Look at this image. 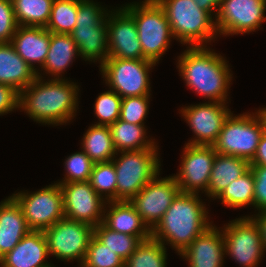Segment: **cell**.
<instances>
[{
	"instance_id": "4fadbf2b",
	"label": "cell",
	"mask_w": 266,
	"mask_h": 267,
	"mask_svg": "<svg viewBox=\"0 0 266 267\" xmlns=\"http://www.w3.org/2000/svg\"><path fill=\"white\" fill-rule=\"evenodd\" d=\"M266 0H222L215 17L220 35L254 32L266 21Z\"/></svg>"
},
{
	"instance_id": "836d02e7",
	"label": "cell",
	"mask_w": 266,
	"mask_h": 267,
	"mask_svg": "<svg viewBox=\"0 0 266 267\" xmlns=\"http://www.w3.org/2000/svg\"><path fill=\"white\" fill-rule=\"evenodd\" d=\"M89 182L97 194L104 198L105 201H116L117 179L112 161L95 163Z\"/></svg>"
},
{
	"instance_id": "83f0119b",
	"label": "cell",
	"mask_w": 266,
	"mask_h": 267,
	"mask_svg": "<svg viewBox=\"0 0 266 267\" xmlns=\"http://www.w3.org/2000/svg\"><path fill=\"white\" fill-rule=\"evenodd\" d=\"M83 135L81 149L94 163L109 162L119 154L114 147L109 126L92 124Z\"/></svg>"
},
{
	"instance_id": "7402d4cb",
	"label": "cell",
	"mask_w": 266,
	"mask_h": 267,
	"mask_svg": "<svg viewBox=\"0 0 266 267\" xmlns=\"http://www.w3.org/2000/svg\"><path fill=\"white\" fill-rule=\"evenodd\" d=\"M103 223L111 230L139 237L142 241L151 239V229L129 201L106 202Z\"/></svg>"
},
{
	"instance_id": "4316f807",
	"label": "cell",
	"mask_w": 266,
	"mask_h": 267,
	"mask_svg": "<svg viewBox=\"0 0 266 267\" xmlns=\"http://www.w3.org/2000/svg\"><path fill=\"white\" fill-rule=\"evenodd\" d=\"M109 129L116 152L158 148L154 139H148L146 136L145 125H136L118 119L109 126Z\"/></svg>"
},
{
	"instance_id": "d590c367",
	"label": "cell",
	"mask_w": 266,
	"mask_h": 267,
	"mask_svg": "<svg viewBox=\"0 0 266 267\" xmlns=\"http://www.w3.org/2000/svg\"><path fill=\"white\" fill-rule=\"evenodd\" d=\"M122 98L113 90L101 93L95 101L94 112L99 122L95 125L110 126L120 117Z\"/></svg>"
},
{
	"instance_id": "4dcf8cb0",
	"label": "cell",
	"mask_w": 266,
	"mask_h": 267,
	"mask_svg": "<svg viewBox=\"0 0 266 267\" xmlns=\"http://www.w3.org/2000/svg\"><path fill=\"white\" fill-rule=\"evenodd\" d=\"M94 237L124 261L142 243L139 237L111 230L103 222L94 227Z\"/></svg>"
},
{
	"instance_id": "7a4b0ae2",
	"label": "cell",
	"mask_w": 266,
	"mask_h": 267,
	"mask_svg": "<svg viewBox=\"0 0 266 267\" xmlns=\"http://www.w3.org/2000/svg\"><path fill=\"white\" fill-rule=\"evenodd\" d=\"M206 46L187 47L178 58L186 85L210 102L226 103L232 73L222 55Z\"/></svg>"
},
{
	"instance_id": "5bb4252c",
	"label": "cell",
	"mask_w": 266,
	"mask_h": 267,
	"mask_svg": "<svg viewBox=\"0 0 266 267\" xmlns=\"http://www.w3.org/2000/svg\"><path fill=\"white\" fill-rule=\"evenodd\" d=\"M159 175L157 174L129 200L151 230L162 219L173 199L180 192L174 176L160 179Z\"/></svg>"
},
{
	"instance_id": "d4e9b609",
	"label": "cell",
	"mask_w": 266,
	"mask_h": 267,
	"mask_svg": "<svg viewBox=\"0 0 266 267\" xmlns=\"http://www.w3.org/2000/svg\"><path fill=\"white\" fill-rule=\"evenodd\" d=\"M250 168V163L245 159L232 155L216 154L213 168L210 174L207 192L213 199L234 180H237Z\"/></svg>"
},
{
	"instance_id": "9c48e42d",
	"label": "cell",
	"mask_w": 266,
	"mask_h": 267,
	"mask_svg": "<svg viewBox=\"0 0 266 267\" xmlns=\"http://www.w3.org/2000/svg\"><path fill=\"white\" fill-rule=\"evenodd\" d=\"M155 62L147 59L107 58L100 66L105 83L121 98L151 95L150 68Z\"/></svg>"
},
{
	"instance_id": "ac0fdd59",
	"label": "cell",
	"mask_w": 266,
	"mask_h": 267,
	"mask_svg": "<svg viewBox=\"0 0 266 267\" xmlns=\"http://www.w3.org/2000/svg\"><path fill=\"white\" fill-rule=\"evenodd\" d=\"M106 21L108 58L145 59L134 18L123 7L109 11Z\"/></svg>"
},
{
	"instance_id": "1f68e13d",
	"label": "cell",
	"mask_w": 266,
	"mask_h": 267,
	"mask_svg": "<svg viewBox=\"0 0 266 267\" xmlns=\"http://www.w3.org/2000/svg\"><path fill=\"white\" fill-rule=\"evenodd\" d=\"M166 246L154 239L142 241L125 260L124 267H167Z\"/></svg>"
},
{
	"instance_id": "484cf974",
	"label": "cell",
	"mask_w": 266,
	"mask_h": 267,
	"mask_svg": "<svg viewBox=\"0 0 266 267\" xmlns=\"http://www.w3.org/2000/svg\"><path fill=\"white\" fill-rule=\"evenodd\" d=\"M79 56L76 42L70 34L51 33L49 50L43 65L46 74H51L54 79H62L63 71ZM61 76V77H60Z\"/></svg>"
},
{
	"instance_id": "277c9868",
	"label": "cell",
	"mask_w": 266,
	"mask_h": 267,
	"mask_svg": "<svg viewBox=\"0 0 266 267\" xmlns=\"http://www.w3.org/2000/svg\"><path fill=\"white\" fill-rule=\"evenodd\" d=\"M163 8L174 39L189 47L205 46L215 39V21L193 0H156Z\"/></svg>"
},
{
	"instance_id": "7bdbcfd3",
	"label": "cell",
	"mask_w": 266,
	"mask_h": 267,
	"mask_svg": "<svg viewBox=\"0 0 266 267\" xmlns=\"http://www.w3.org/2000/svg\"><path fill=\"white\" fill-rule=\"evenodd\" d=\"M199 8L207 11L211 16L215 14L214 16L216 17L219 6L222 2V0H193ZM217 9V10H216ZM216 10V12H214ZM214 12V13H213Z\"/></svg>"
},
{
	"instance_id": "f1b7e54d",
	"label": "cell",
	"mask_w": 266,
	"mask_h": 267,
	"mask_svg": "<svg viewBox=\"0 0 266 267\" xmlns=\"http://www.w3.org/2000/svg\"><path fill=\"white\" fill-rule=\"evenodd\" d=\"M54 0H12L19 26L46 27Z\"/></svg>"
},
{
	"instance_id": "f35d334b",
	"label": "cell",
	"mask_w": 266,
	"mask_h": 267,
	"mask_svg": "<svg viewBox=\"0 0 266 267\" xmlns=\"http://www.w3.org/2000/svg\"><path fill=\"white\" fill-rule=\"evenodd\" d=\"M18 26L12 0H0V43H10Z\"/></svg>"
},
{
	"instance_id": "d6986e66",
	"label": "cell",
	"mask_w": 266,
	"mask_h": 267,
	"mask_svg": "<svg viewBox=\"0 0 266 267\" xmlns=\"http://www.w3.org/2000/svg\"><path fill=\"white\" fill-rule=\"evenodd\" d=\"M180 256L187 259L189 267H222L225 256L222 231L212 224Z\"/></svg>"
},
{
	"instance_id": "8992f818",
	"label": "cell",
	"mask_w": 266,
	"mask_h": 267,
	"mask_svg": "<svg viewBox=\"0 0 266 267\" xmlns=\"http://www.w3.org/2000/svg\"><path fill=\"white\" fill-rule=\"evenodd\" d=\"M99 5L93 0H78L75 29L70 35L76 42L79 56L85 61L98 60L101 66L108 58L106 16L109 10Z\"/></svg>"
},
{
	"instance_id": "e0dca14e",
	"label": "cell",
	"mask_w": 266,
	"mask_h": 267,
	"mask_svg": "<svg viewBox=\"0 0 266 267\" xmlns=\"http://www.w3.org/2000/svg\"><path fill=\"white\" fill-rule=\"evenodd\" d=\"M227 103L205 102L185 106L180 110L195 138L188 145H213L223 127L225 120L232 113Z\"/></svg>"
},
{
	"instance_id": "5b68a950",
	"label": "cell",
	"mask_w": 266,
	"mask_h": 267,
	"mask_svg": "<svg viewBox=\"0 0 266 267\" xmlns=\"http://www.w3.org/2000/svg\"><path fill=\"white\" fill-rule=\"evenodd\" d=\"M122 7L134 18L143 57L159 63L174 38L163 8L156 0L132 2Z\"/></svg>"
},
{
	"instance_id": "8fae6325",
	"label": "cell",
	"mask_w": 266,
	"mask_h": 267,
	"mask_svg": "<svg viewBox=\"0 0 266 267\" xmlns=\"http://www.w3.org/2000/svg\"><path fill=\"white\" fill-rule=\"evenodd\" d=\"M225 255L242 267H257L264 254V244L257 223L250 216L230 221L224 226Z\"/></svg>"
},
{
	"instance_id": "d6a6232c",
	"label": "cell",
	"mask_w": 266,
	"mask_h": 267,
	"mask_svg": "<svg viewBox=\"0 0 266 267\" xmlns=\"http://www.w3.org/2000/svg\"><path fill=\"white\" fill-rule=\"evenodd\" d=\"M78 0H54L46 29L50 33L70 34L75 29Z\"/></svg>"
},
{
	"instance_id": "ee69618b",
	"label": "cell",
	"mask_w": 266,
	"mask_h": 267,
	"mask_svg": "<svg viewBox=\"0 0 266 267\" xmlns=\"http://www.w3.org/2000/svg\"><path fill=\"white\" fill-rule=\"evenodd\" d=\"M250 217L257 223L259 227L264 249L266 250V212H260L253 217Z\"/></svg>"
},
{
	"instance_id": "ba28073f",
	"label": "cell",
	"mask_w": 266,
	"mask_h": 267,
	"mask_svg": "<svg viewBox=\"0 0 266 267\" xmlns=\"http://www.w3.org/2000/svg\"><path fill=\"white\" fill-rule=\"evenodd\" d=\"M264 132V124L258 112H245L236 116L231 113L213 147L218 154L236 156L250 163Z\"/></svg>"
},
{
	"instance_id": "e575fe53",
	"label": "cell",
	"mask_w": 266,
	"mask_h": 267,
	"mask_svg": "<svg viewBox=\"0 0 266 267\" xmlns=\"http://www.w3.org/2000/svg\"><path fill=\"white\" fill-rule=\"evenodd\" d=\"M124 263L125 261L114 251L104 246L93 236L80 267H124Z\"/></svg>"
},
{
	"instance_id": "74e56055",
	"label": "cell",
	"mask_w": 266,
	"mask_h": 267,
	"mask_svg": "<svg viewBox=\"0 0 266 267\" xmlns=\"http://www.w3.org/2000/svg\"><path fill=\"white\" fill-rule=\"evenodd\" d=\"M150 95L122 98L120 120L136 125H144L148 115Z\"/></svg>"
},
{
	"instance_id": "7c38bea8",
	"label": "cell",
	"mask_w": 266,
	"mask_h": 267,
	"mask_svg": "<svg viewBox=\"0 0 266 267\" xmlns=\"http://www.w3.org/2000/svg\"><path fill=\"white\" fill-rule=\"evenodd\" d=\"M49 256L62 261L78 260L81 266L94 236L91 225L63 218L44 230Z\"/></svg>"
},
{
	"instance_id": "ffe728a7",
	"label": "cell",
	"mask_w": 266,
	"mask_h": 267,
	"mask_svg": "<svg viewBox=\"0 0 266 267\" xmlns=\"http://www.w3.org/2000/svg\"><path fill=\"white\" fill-rule=\"evenodd\" d=\"M48 243L44 231L31 230L0 259V267H54L47 259Z\"/></svg>"
},
{
	"instance_id": "f546056e",
	"label": "cell",
	"mask_w": 266,
	"mask_h": 267,
	"mask_svg": "<svg viewBox=\"0 0 266 267\" xmlns=\"http://www.w3.org/2000/svg\"><path fill=\"white\" fill-rule=\"evenodd\" d=\"M230 208L254 207V176L249 168L237 180L232 181L217 197Z\"/></svg>"
},
{
	"instance_id": "60d3db41",
	"label": "cell",
	"mask_w": 266,
	"mask_h": 267,
	"mask_svg": "<svg viewBox=\"0 0 266 267\" xmlns=\"http://www.w3.org/2000/svg\"><path fill=\"white\" fill-rule=\"evenodd\" d=\"M19 92L13 87L0 83V115L18 108Z\"/></svg>"
},
{
	"instance_id": "44dd1931",
	"label": "cell",
	"mask_w": 266,
	"mask_h": 267,
	"mask_svg": "<svg viewBox=\"0 0 266 267\" xmlns=\"http://www.w3.org/2000/svg\"><path fill=\"white\" fill-rule=\"evenodd\" d=\"M50 41L51 33L45 27L18 26L10 43L17 54L38 73L39 69L34 65L38 63L43 71Z\"/></svg>"
},
{
	"instance_id": "ab89813d",
	"label": "cell",
	"mask_w": 266,
	"mask_h": 267,
	"mask_svg": "<svg viewBox=\"0 0 266 267\" xmlns=\"http://www.w3.org/2000/svg\"><path fill=\"white\" fill-rule=\"evenodd\" d=\"M254 176V208L266 212V166L250 165Z\"/></svg>"
},
{
	"instance_id": "603a6c76",
	"label": "cell",
	"mask_w": 266,
	"mask_h": 267,
	"mask_svg": "<svg viewBox=\"0 0 266 267\" xmlns=\"http://www.w3.org/2000/svg\"><path fill=\"white\" fill-rule=\"evenodd\" d=\"M31 229L17 201L9 196L0 202V259L16 247Z\"/></svg>"
},
{
	"instance_id": "2e32d148",
	"label": "cell",
	"mask_w": 266,
	"mask_h": 267,
	"mask_svg": "<svg viewBox=\"0 0 266 267\" xmlns=\"http://www.w3.org/2000/svg\"><path fill=\"white\" fill-rule=\"evenodd\" d=\"M216 154L213 145H185L179 173L173 175L180 192H207Z\"/></svg>"
},
{
	"instance_id": "b9f144b4",
	"label": "cell",
	"mask_w": 266,
	"mask_h": 267,
	"mask_svg": "<svg viewBox=\"0 0 266 267\" xmlns=\"http://www.w3.org/2000/svg\"><path fill=\"white\" fill-rule=\"evenodd\" d=\"M250 165L266 166V132L262 134L256 154L253 160L250 162Z\"/></svg>"
},
{
	"instance_id": "8d00e7d4",
	"label": "cell",
	"mask_w": 266,
	"mask_h": 267,
	"mask_svg": "<svg viewBox=\"0 0 266 267\" xmlns=\"http://www.w3.org/2000/svg\"><path fill=\"white\" fill-rule=\"evenodd\" d=\"M64 164L66 175L62 181L56 182L58 184L89 181L95 163L82 150L71 154Z\"/></svg>"
},
{
	"instance_id": "f6af8a7d",
	"label": "cell",
	"mask_w": 266,
	"mask_h": 267,
	"mask_svg": "<svg viewBox=\"0 0 266 267\" xmlns=\"http://www.w3.org/2000/svg\"><path fill=\"white\" fill-rule=\"evenodd\" d=\"M257 112L263 121L264 131L266 132V107L259 109Z\"/></svg>"
},
{
	"instance_id": "52a82bcc",
	"label": "cell",
	"mask_w": 266,
	"mask_h": 267,
	"mask_svg": "<svg viewBox=\"0 0 266 267\" xmlns=\"http://www.w3.org/2000/svg\"><path fill=\"white\" fill-rule=\"evenodd\" d=\"M111 161L116 170V201H129L160 173L157 149L120 151Z\"/></svg>"
},
{
	"instance_id": "30bf717a",
	"label": "cell",
	"mask_w": 266,
	"mask_h": 267,
	"mask_svg": "<svg viewBox=\"0 0 266 267\" xmlns=\"http://www.w3.org/2000/svg\"><path fill=\"white\" fill-rule=\"evenodd\" d=\"M19 204L31 230L44 231L65 218L60 184L46 186L36 192H18L11 195Z\"/></svg>"
},
{
	"instance_id": "6da1fadb",
	"label": "cell",
	"mask_w": 266,
	"mask_h": 267,
	"mask_svg": "<svg viewBox=\"0 0 266 267\" xmlns=\"http://www.w3.org/2000/svg\"><path fill=\"white\" fill-rule=\"evenodd\" d=\"M37 78L19 92L18 109L34 121L47 125H63L75 117L78 108L79 87L65 78L44 81Z\"/></svg>"
},
{
	"instance_id": "3957f363",
	"label": "cell",
	"mask_w": 266,
	"mask_h": 267,
	"mask_svg": "<svg viewBox=\"0 0 266 267\" xmlns=\"http://www.w3.org/2000/svg\"><path fill=\"white\" fill-rule=\"evenodd\" d=\"M199 194L179 192L162 219L151 230V238L164 245L170 244L178 255L209 228L213 222Z\"/></svg>"
},
{
	"instance_id": "cb8c5ba5",
	"label": "cell",
	"mask_w": 266,
	"mask_h": 267,
	"mask_svg": "<svg viewBox=\"0 0 266 267\" xmlns=\"http://www.w3.org/2000/svg\"><path fill=\"white\" fill-rule=\"evenodd\" d=\"M36 78L37 72L17 54L11 43H0V83L20 92Z\"/></svg>"
},
{
	"instance_id": "9a60e30c",
	"label": "cell",
	"mask_w": 266,
	"mask_h": 267,
	"mask_svg": "<svg viewBox=\"0 0 266 267\" xmlns=\"http://www.w3.org/2000/svg\"><path fill=\"white\" fill-rule=\"evenodd\" d=\"M60 189L66 219L92 227L103 222L107 201L97 194L89 181L63 183L60 184Z\"/></svg>"
}]
</instances>
